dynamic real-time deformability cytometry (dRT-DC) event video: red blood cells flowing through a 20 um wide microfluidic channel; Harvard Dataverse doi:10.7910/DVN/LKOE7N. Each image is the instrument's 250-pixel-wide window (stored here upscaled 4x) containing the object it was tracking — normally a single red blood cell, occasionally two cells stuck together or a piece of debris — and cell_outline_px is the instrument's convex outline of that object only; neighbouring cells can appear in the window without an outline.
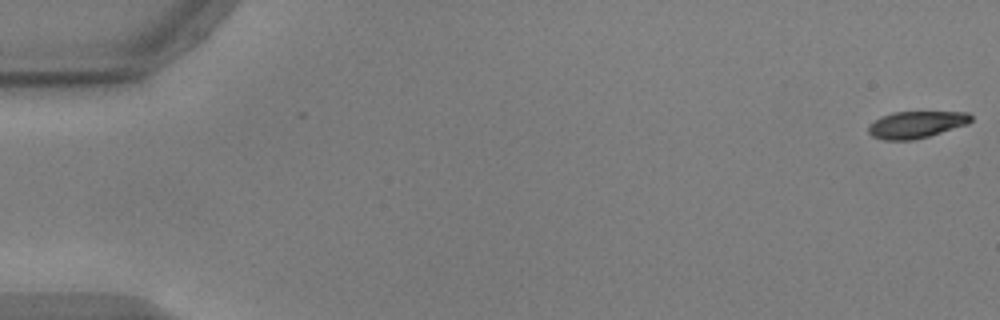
{"species": "common noctule bat (a hibernating species)", "species_latin": "Nyctalus noctula", "temperature_condition": "warm", "stored_images_in_passage": 10, "camera_frame_rate_fps": 3000, "um_per_image_px": 0.085, "animal": {"sex": "male", "body_mass_g": 17.9, "forearm_length_mm": 54.2}, "frame": {"image": 1, "passage_image": 1, "time_ms": 0.0, "image_size_px": [1000, 320], "cell_outline_px": [[972, 120], [968, 124], [928, 136], [912, 140], [884, 140], [872, 136], [868, 132], [868, 128], [880, 116], [892, 112], [968, 112], [972, 116]], "centroid_in_image_um": [77.89, 10.58], "position_along_channel_um": 7.1, "area_um2": 15.95}}